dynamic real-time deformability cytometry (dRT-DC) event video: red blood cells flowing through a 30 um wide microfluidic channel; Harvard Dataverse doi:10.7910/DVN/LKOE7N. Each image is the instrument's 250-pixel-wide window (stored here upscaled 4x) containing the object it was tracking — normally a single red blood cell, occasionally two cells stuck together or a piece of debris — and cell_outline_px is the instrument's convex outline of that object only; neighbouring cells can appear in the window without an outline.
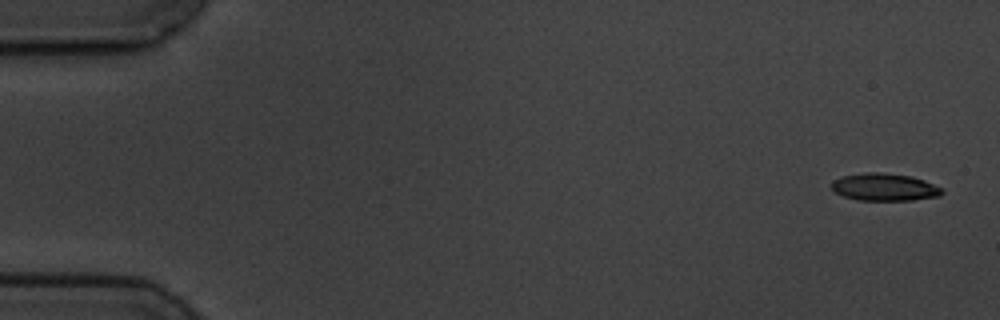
{"species": "common noctule bat (a hibernating species)", "species_latin": "Nyctalus noctula", "temperature_condition": "cold", "stored_images_in_passage": 10, "camera_frame_rate_fps": 3000, "um_per_image_px": 0.085, "animal": {"sex": "male", "body_mass_g": 19.5, "forearm_length_mm": 54.6}, "frame": {"image": 1, "passage_image": 1, "time_ms": 0.0, "image_size_px": [1000, 320], "cell_outline_px": [[944, 192], [940, 196], [912, 200], [856, 200], [844, 196], [836, 192], [832, 188], [832, 180], [844, 176], [864, 172], [880, 172], [912, 176], [924, 180], [944, 188]], "centroid_in_image_um": [75.22, 15.9], "position_along_channel_um": 9.8, "area_um2": 17.74}}
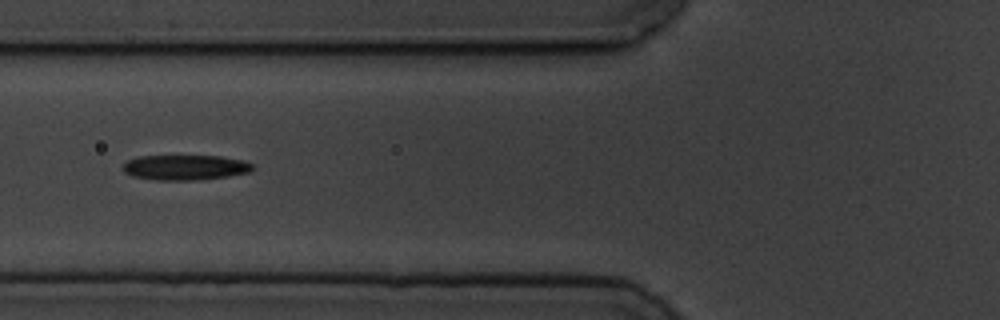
{"frame": {"image": 2, "passage_image": 6, "time_ms": 6.667, "image_size_px": [1000, 320], "cell_outline_px": [[252, 172], [228, 176], [200, 180], [156, 180], [132, 176], [124, 172], [124, 164], [128, 160], [140, 156], [220, 156], [244, 160], [252, 164]], "centroid_in_image_um": [15.77, 14.23], "position_along_channel_um": 110.0, "area_um2": 19.02}}
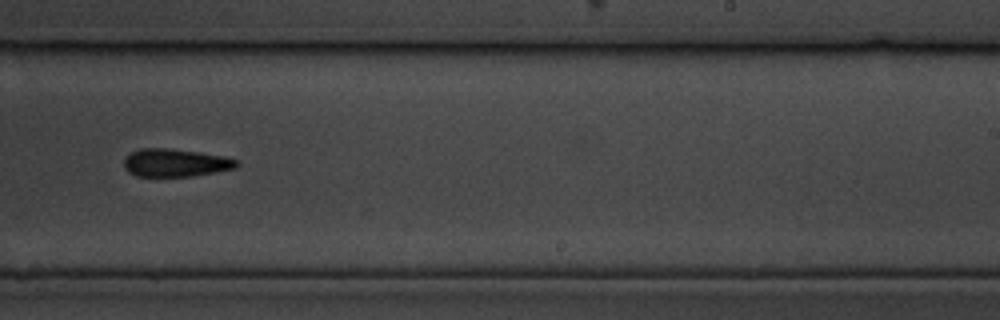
{"frame": {"image": 3, "passage_image": 10, "time_ms": 11.333, "image_size_px": [1000, 320], "cell_outline_px": [[240, 164], [236, 168], [192, 176], [136, 176], [128, 172], [124, 168], [124, 160], [128, 152], [140, 148], [168, 148], [200, 152], [224, 156], [236, 160]], "centroid_in_image_um": [14.87, 13.82], "position_along_channel_um": 274.1, "area_um2": 18.44}}